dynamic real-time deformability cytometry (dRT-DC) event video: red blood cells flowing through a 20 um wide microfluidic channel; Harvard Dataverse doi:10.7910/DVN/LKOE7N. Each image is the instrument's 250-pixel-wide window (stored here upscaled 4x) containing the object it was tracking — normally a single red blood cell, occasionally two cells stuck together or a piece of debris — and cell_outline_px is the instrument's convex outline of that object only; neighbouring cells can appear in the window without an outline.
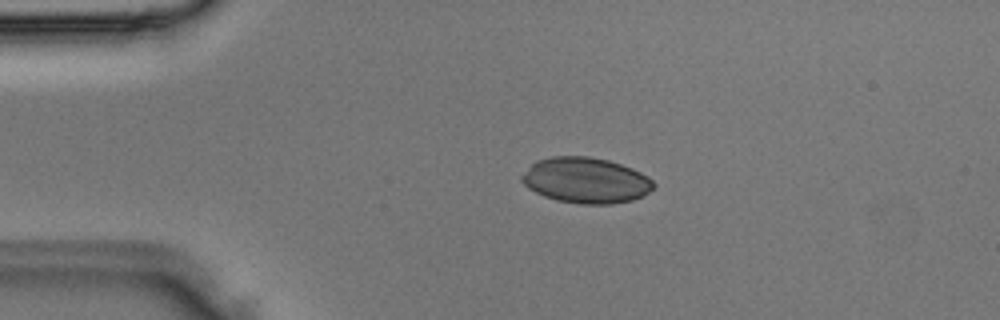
{"species": "Egyptian fruit bat (a non-hibernating species)", "species_latin": "Rousettus aegyptiacus", "temperature_condition": "room temperature", "stored_images_in_passage": 3, "camera_frame_rate_fps": 3000, "um_per_image_px": 0.085, "animal": {"sex": "male"}, "frame": {"image": 1, "passage_image": 2, "time_ms": 0.333, "image_size_px": [1000, 320], "cell_outline_px": [[656, 184], [644, 196], [632, 200], [612, 204], [580, 204], [556, 200], [544, 196], [528, 188], [520, 180], [520, 176], [536, 160], [552, 156], [588, 156], [608, 160], [632, 168], [648, 176]], "centroid_in_image_um": [49.79, 15.33], "position_along_channel_um": 35.2, "area_um2": 35.2}}